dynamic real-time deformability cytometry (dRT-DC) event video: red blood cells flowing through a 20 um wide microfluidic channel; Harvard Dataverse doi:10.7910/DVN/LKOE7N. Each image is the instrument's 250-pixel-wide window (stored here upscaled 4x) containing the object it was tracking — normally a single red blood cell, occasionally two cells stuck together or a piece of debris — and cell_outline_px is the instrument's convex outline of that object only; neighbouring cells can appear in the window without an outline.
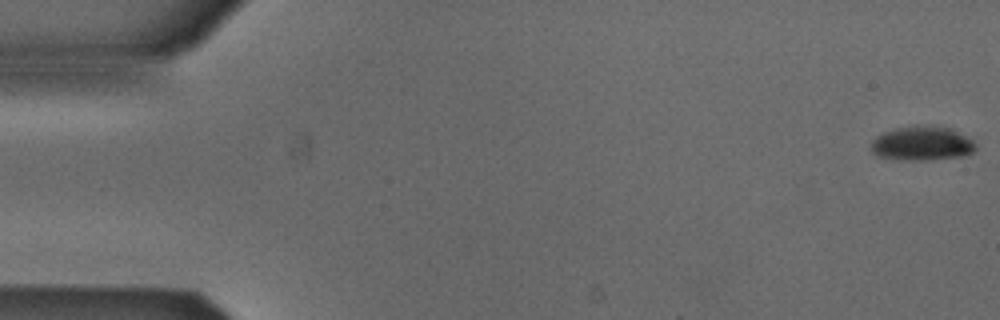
{"species": "Egyptian fruit bat (a non-hibernating species)", "species_latin": "Rousettus aegyptiacus", "temperature_condition": "cold", "stored_images_in_passage": 53, "camera_frame_rate_fps": 3000, "um_per_image_px": 0.085, "animal": {"sex": "male"}, "frame": {"image": 1, "passage_image": 1, "time_ms": 0.0, "image_size_px": [1000, 320], "cell_outline_px": [[976, 148], [972, 152], [964, 156], [928, 160], [908, 160], [876, 156], [872, 152], [872, 140], [876, 136], [884, 132], [896, 128], [928, 124], [952, 128], [972, 140], [976, 144]], "centroid_in_image_um": [78.39, 12.18], "position_along_channel_um": 6.6, "area_um2": 20.98}}
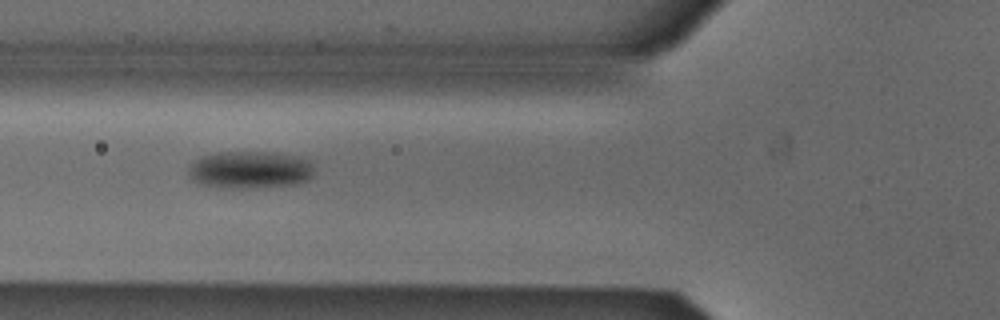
{"frame": {"image": 2, "passage_image": 20, "time_ms": 6.333, "image_size_px": [1000, 320], "cell_outline_px": [[312, 176], [308, 180], [296, 184], [256, 188], [224, 188], [200, 184], [192, 180], [188, 176], [188, 168], [200, 156], [216, 152], [276, 152], [296, 156], [312, 160]], "centroid_in_image_um": [21.24, 14.43], "position_along_channel_um": 104.6, "area_um2": 27.8}}
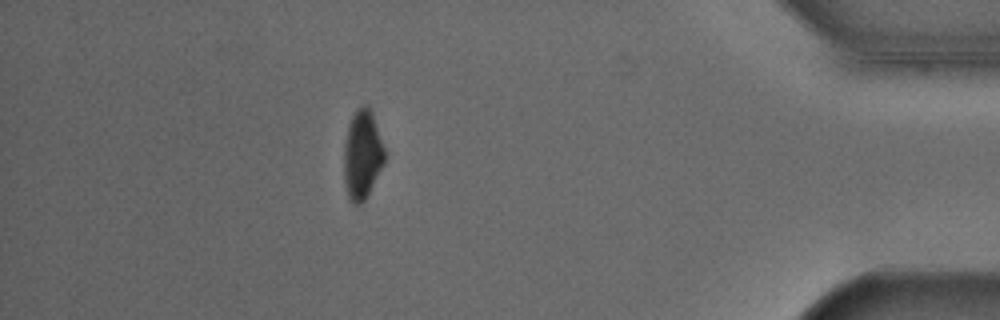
{"frame": {"image": 3, "passage_image": 47, "time_ms": 15.333, "image_size_px": [1000, 320], "cell_outline_px": [[384, 164], [364, 200], [360, 204], [356, 204], [348, 196], [344, 180], [344, 144], [348, 124], [356, 108], [364, 104], [368, 104], [372, 112], [384, 148]], "centroid_in_image_um": [30.78, 13.09], "position_along_channel_um": 404.4, "area_um2": 20.92}, "authors_computed_cell_mechanics": {"area_um2": 23.7558, "velocity_mm_per_s": 3.888, "shape_relaxation_time_tau1_ms": 3.102, "shape_relaxation_time_tau2_ms": null, "deformation_change_tau1": 0.0969, "deformation_change_tau2": null}}